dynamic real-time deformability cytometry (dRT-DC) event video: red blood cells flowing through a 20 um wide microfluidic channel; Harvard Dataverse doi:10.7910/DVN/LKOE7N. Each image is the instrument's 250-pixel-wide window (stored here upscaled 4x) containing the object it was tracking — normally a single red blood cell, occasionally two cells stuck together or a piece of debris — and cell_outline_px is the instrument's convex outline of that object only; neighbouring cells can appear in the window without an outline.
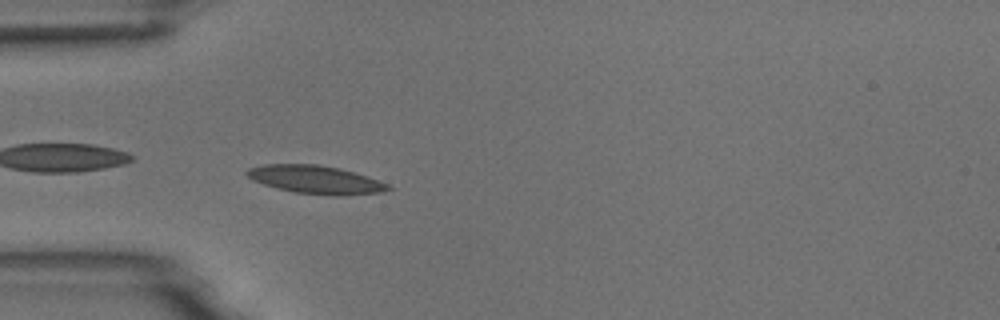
{"species": "common noctule bat (a hibernating species)", "species_latin": "Nyctalus noctula", "temperature_condition": "room temperature", "stored_images_in_passage": 5, "camera_frame_rate_fps": 3000, "um_per_image_px": 0.085, "animal": {"sex": "male", "body_mass_g": 18.8}, "frame": {"image": 1, "passage_image": 5, "time_ms": 4.667, "image_size_px": [1000, 320], "cell_outline_px": [[392, 188], [380, 192], [340, 196], [332, 196], [296, 192], [276, 188], [252, 180], [244, 172], [248, 168], [264, 164], [320, 164], [340, 168], [368, 176], [388, 184]], "centroid_in_image_um": [26.81, 15.26], "position_along_channel_um": 58.2, "area_um2": 23.24}}